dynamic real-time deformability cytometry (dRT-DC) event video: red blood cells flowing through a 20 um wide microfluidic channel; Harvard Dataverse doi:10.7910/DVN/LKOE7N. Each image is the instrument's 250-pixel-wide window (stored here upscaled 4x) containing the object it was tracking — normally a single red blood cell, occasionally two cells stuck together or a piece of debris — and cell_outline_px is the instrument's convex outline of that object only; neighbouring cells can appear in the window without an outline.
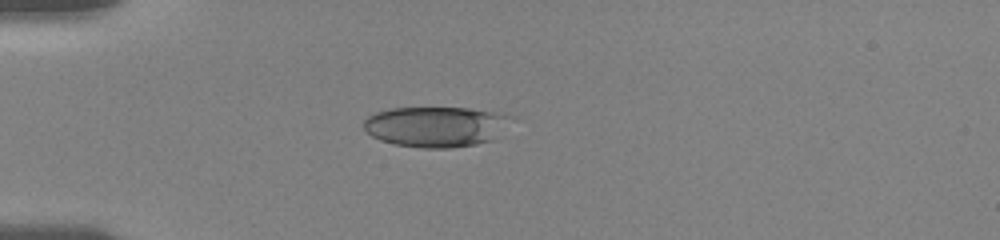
{"species": "human", "species_latin": "Homo sapiens", "temperature_condition": "room temperature", "stored_images_in_passage": 15, "camera_frame_rate_fps": 3000, "um_per_image_px": 0.085, "donor": {"sex": "female"}, "frame": {"image": 1, "passage_image": 9, "time_ms": 4.667, "image_size_px": [1000, 240], "cell_outline_px": [[512, 116], [492, 140], [476, 144], [448, 148], [424, 148], [396, 144], [380, 140], [372, 136], [364, 128], [364, 120], [368, 116], [376, 112], [392, 108], [468, 108], [492, 112]], "centroid_in_image_um": [36.98, 10.76], "position_along_channel_um": 48.0, "area_um2": 34.1}}
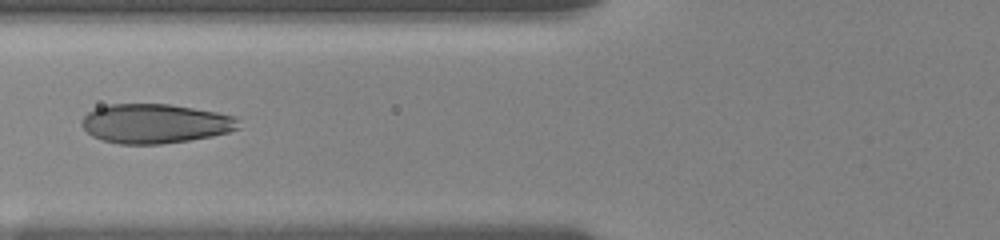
{"frame": {"image": 2, "passage_image": 13, "time_ms": 7.0, "image_size_px": [1000, 240], "cell_outline_px": [[240, 128], [228, 132], [212, 136], [188, 140], [160, 144], [120, 144], [104, 140], [92, 136], [80, 124], [84, 116], [88, 112], [96, 108], [108, 104], [168, 104], [216, 112], [236, 116]], "centroid_in_image_um": [13.18, 10.5], "position_along_channel_um": 112.6, "area_um2": 35.84}}